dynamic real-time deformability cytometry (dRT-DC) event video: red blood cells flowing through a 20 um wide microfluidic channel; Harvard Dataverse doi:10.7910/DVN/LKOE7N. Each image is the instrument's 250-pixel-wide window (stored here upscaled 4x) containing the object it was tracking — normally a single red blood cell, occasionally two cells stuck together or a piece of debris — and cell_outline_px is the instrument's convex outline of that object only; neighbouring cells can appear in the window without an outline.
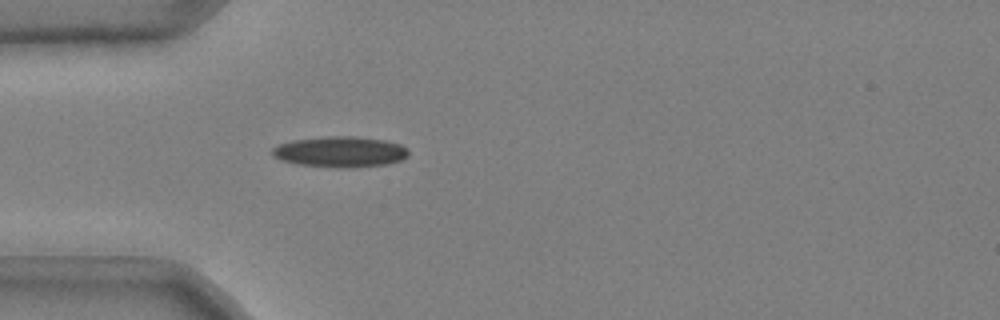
{"species": "common noctule bat (a hibernating species)", "species_latin": "Nyctalus noctula", "temperature_condition": "cold", "stored_images_in_passage": 36, "camera_frame_rate_fps": 3000, "um_per_image_px": 0.085, "animal": {"sex": "male", "body_mass_g": 20.4}, "frame": {"image": 1, "passage_image": 1, "time_ms": 0.0, "image_size_px": [1000, 320], "cell_outline_px": [[408, 156], [400, 160], [384, 164], [352, 168], [336, 168], [296, 164], [280, 160], [272, 156], [272, 148], [280, 144], [292, 140], [328, 136], [356, 136], [384, 140], [400, 144], [408, 148]], "centroid_in_image_um": [28.9, 12.91], "position_along_channel_um": 56.1, "area_um2": 24.57}}
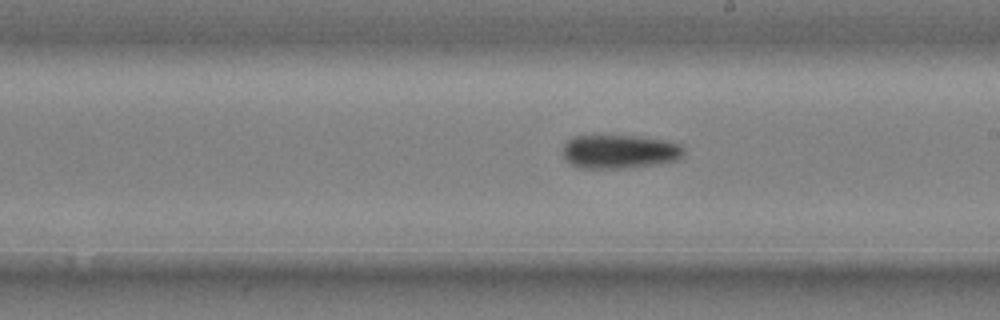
{"frame": {"image": 2, "passage_image": 16, "time_ms": 5.0, "image_size_px": [1000, 320], "cell_outline_px": [[684, 156], [680, 160], [660, 164], [632, 168], [580, 168], [572, 164], [564, 156], [564, 144], [572, 136], [640, 136], [664, 140], [680, 144], [684, 148]], "centroid_in_image_um": [52.74, 12.89], "position_along_channel_um": 236.3, "area_um2": 24.04}}
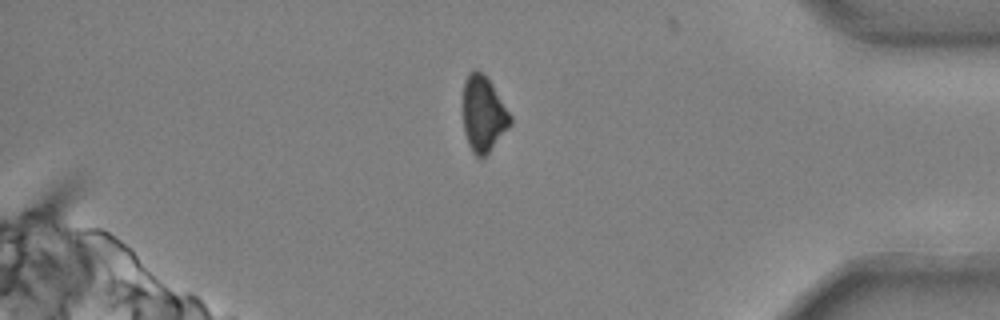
{"frame": {"image": 3, "passage_image": 31, "time_ms": 10.0, "image_size_px": [1000, 320], "cell_outline_px": [[512, 124], [488, 152], [480, 160], [472, 152], [468, 144], [464, 132], [464, 80], [476, 68], [492, 84], [512, 116]], "centroid_in_image_um": [41.1, 9.72], "position_along_channel_um": 394.1, "area_um2": 20.58}, "authors_computed_cell_mechanics": {"area_um2": 23.4668, "velocity_mm_per_s": 3.7041, "shape_relaxation_time_tau1_ms": 5.5769, "shape_relaxation_time_tau2_ms": null, "deformation_change_tau1": 0.1429, "deformation_change_tau2": null}}